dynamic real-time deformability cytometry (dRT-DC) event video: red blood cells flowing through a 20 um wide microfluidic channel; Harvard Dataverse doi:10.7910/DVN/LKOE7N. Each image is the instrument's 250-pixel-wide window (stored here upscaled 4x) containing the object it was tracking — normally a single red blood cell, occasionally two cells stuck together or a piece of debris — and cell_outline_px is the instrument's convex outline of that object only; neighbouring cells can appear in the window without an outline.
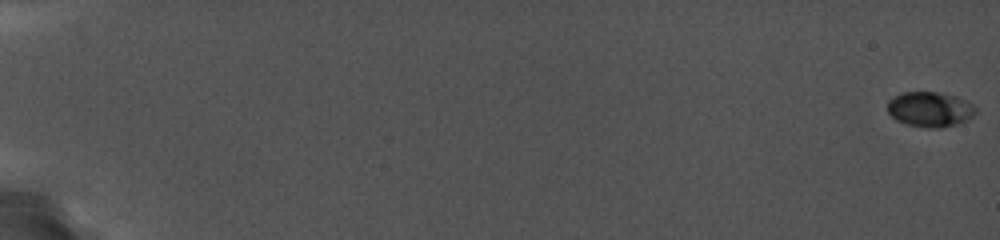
{"species": "common noctule bat (a hibernating species)", "species_latin": "Nyctalus noctula", "temperature_condition": "cold", "stored_images_in_passage": 91, "camera_frame_rate_fps": 5000, "um_per_image_px": 0.085, "animal": {"sex": "female", "body_mass_g": 19.0, "forearm_length_mm": 56.7}, "frame": {"image": 1, "passage_image": 1, "time_ms": 0.0, "image_size_px": [1000, 240], "cell_outline_px": [[976, 112], [972, 116], [964, 120], [952, 124], [908, 124], [892, 116], [888, 112], [888, 100], [904, 92], [940, 92], [956, 96], [972, 104], [976, 108]], "centroid_in_image_um": [79.04, 9.2], "position_along_channel_um": 6.0, "area_um2": 16.76}}
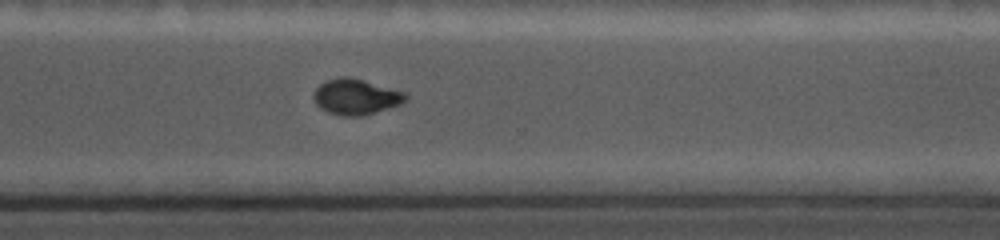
{"frame": {"image": 2, "passage_image": 75, "time_ms": 14.8, "image_size_px": [1000, 240], "cell_outline_px": [[408, 100], [400, 104], [360, 116], [344, 116], [328, 112], [320, 108], [316, 104], [312, 96], [316, 88], [320, 84], [328, 80], [340, 76], [348, 76], [364, 80], [408, 92]], "centroid_in_image_um": [30.27, 8.21], "position_along_channel_um": 340.3, "area_um2": 19.19}}
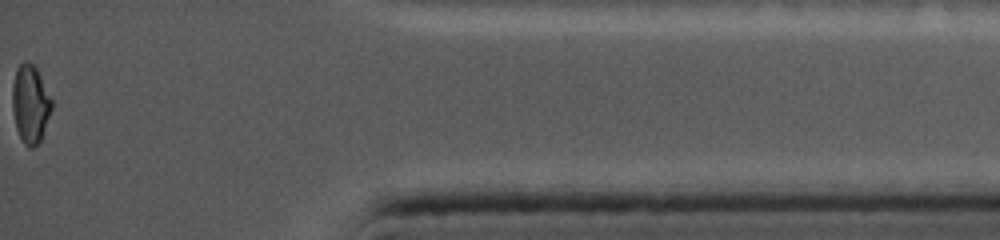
{"frame": {"image": 3, "passage_image": 91, "time_ms": 18.0, "image_size_px": [1000, 240], "cell_outline_px": [[52, 108], [40, 140], [32, 148], [28, 148], [24, 144], [16, 128], [12, 108], [12, 84], [16, 68], [24, 60], [32, 64], [36, 68], [52, 100]], "centroid_in_image_um": [2.55, 8.82], "position_along_channel_um": 432.6, "area_um2": 17.74}}